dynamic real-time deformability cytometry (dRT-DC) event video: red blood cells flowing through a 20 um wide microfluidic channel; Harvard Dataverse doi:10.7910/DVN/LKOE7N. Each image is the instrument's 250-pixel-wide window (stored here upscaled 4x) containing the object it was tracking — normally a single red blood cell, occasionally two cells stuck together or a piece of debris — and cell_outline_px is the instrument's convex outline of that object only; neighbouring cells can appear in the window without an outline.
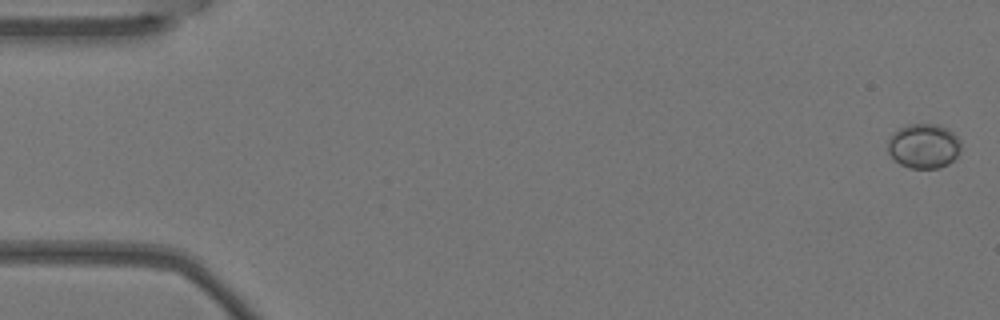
{"species": "Egyptian fruit bat (a non-hibernating species)", "species_latin": "Rousettus aegyptiacus", "temperature_condition": "warm", "stored_images_in_passage": 6, "camera_frame_rate_fps": 3000, "um_per_image_px": 0.085, "animal": {"sex": "female"}, "frame": {"image": 1, "passage_image": 1, "time_ms": 0.0, "image_size_px": [1000, 320], "cell_outline_px": [[960, 148], [956, 156], [948, 164], [936, 168], [912, 168], [900, 164], [888, 152], [888, 140], [900, 128], [908, 124], [940, 124], [948, 128], [960, 140]], "centroid_in_image_um": [78.53, 12.4], "position_along_channel_um": 6.5, "area_um2": 18.79}}